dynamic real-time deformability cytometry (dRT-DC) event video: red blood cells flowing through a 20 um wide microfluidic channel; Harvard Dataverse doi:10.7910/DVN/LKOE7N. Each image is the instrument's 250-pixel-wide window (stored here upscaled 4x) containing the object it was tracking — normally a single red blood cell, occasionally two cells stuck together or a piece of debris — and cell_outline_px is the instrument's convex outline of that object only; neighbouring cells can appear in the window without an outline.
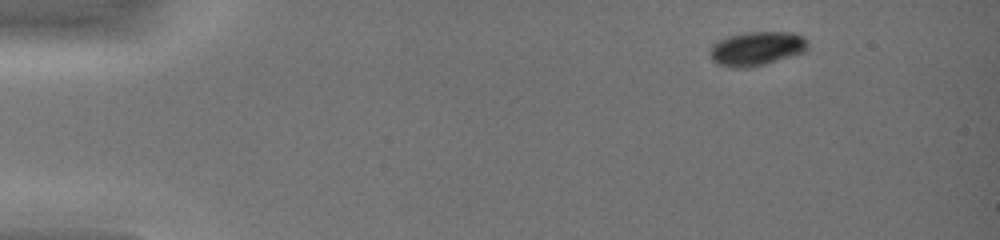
{"species": "common noctule bat (a hibernating species)", "species_latin": "Nyctalus noctula", "temperature_condition": "warm", "stored_images_in_passage": 42, "camera_frame_rate_fps": 3000, "um_per_image_px": 0.085, "animal": {"sex": "female", "body_mass_g": 19.0, "forearm_length_mm": 51.5}, "frame": {"image": 1, "passage_image": 3, "time_ms": 0.667, "image_size_px": [1000, 240], "cell_outline_px": [[808, 48], [804, 52], [752, 68], [732, 68], [716, 64], [712, 60], [712, 44], [728, 36], [744, 32], [792, 32], [804, 36], [808, 40]], "centroid_in_image_um": [64.35, 4.13], "position_along_channel_um": 20.7, "area_um2": 19.54}}
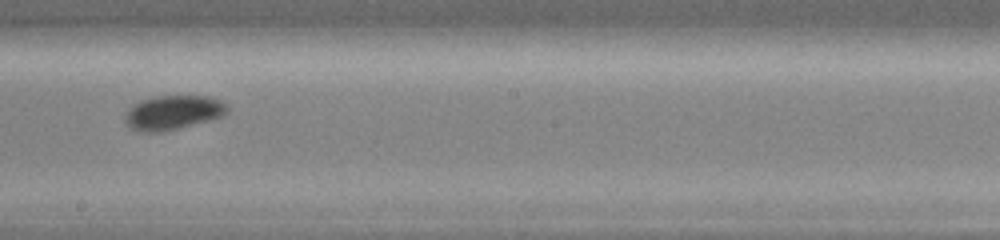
{"frame": {"image": 2, "passage_image": 25, "time_ms": 8.0, "image_size_px": [1000, 240], "cell_outline_px": [[228, 112], [224, 116], [180, 128], [164, 132], [140, 132], [128, 128], [124, 120], [124, 116], [128, 108], [132, 104], [140, 100], [156, 96], [208, 96], [220, 100], [228, 104]], "centroid_in_image_um": [14.68, 9.57], "position_along_channel_um": 233.5, "area_um2": 20.87}}
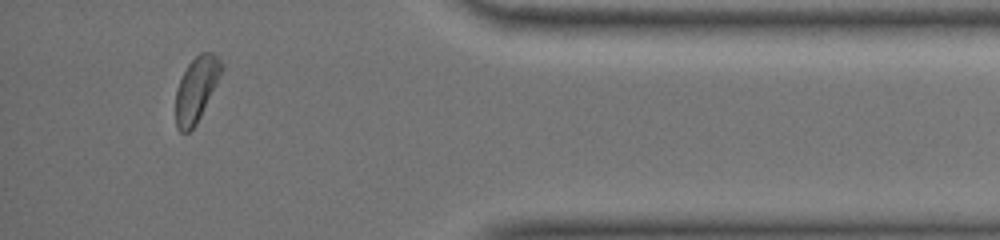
{"frame": {"image": 3, "passage_image": 39, "time_ms": 12.667, "image_size_px": [1000, 240], "cell_outline_px": [[224, 68], [196, 124], [188, 132], [180, 132], [176, 128], [176, 88], [188, 64], [200, 52], [212, 52], [224, 64]], "centroid_in_image_um": [16.69, 7.57], "position_along_channel_um": 418.5, "area_um2": 17.05}, "authors_computed_cell_mechanics": {"area_um2": 19.7676, "velocity_mm_per_s": 4.3779, "shape_relaxation_time_tau1_ms": 1.6933, "shape_relaxation_time_tau2_ms": null, "deformation_change_tau1": 0.0664, "deformation_change_tau2": null}}